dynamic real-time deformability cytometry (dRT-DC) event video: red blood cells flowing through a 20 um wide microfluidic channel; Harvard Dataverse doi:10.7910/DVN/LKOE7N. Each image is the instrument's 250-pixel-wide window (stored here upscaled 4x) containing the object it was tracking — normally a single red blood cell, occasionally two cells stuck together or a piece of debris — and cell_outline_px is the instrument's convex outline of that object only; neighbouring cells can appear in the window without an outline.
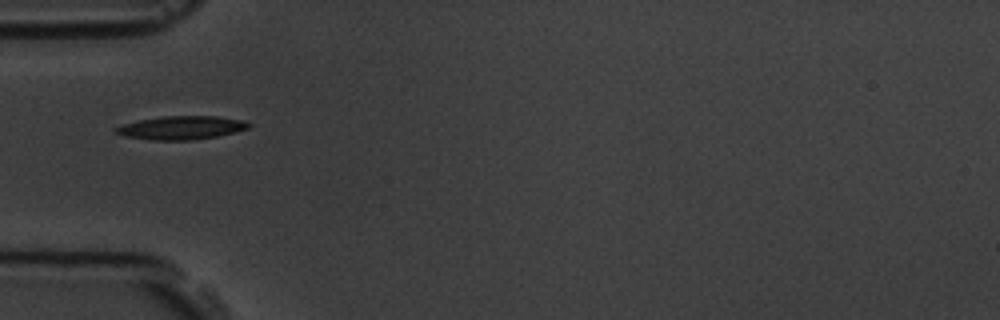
{"species": "common noctule bat (a hibernating species)", "species_latin": "Nyctalus noctula", "temperature_condition": "room temperature", "stored_images_in_passage": 6, "camera_frame_rate_fps": 3000, "um_per_image_px": 0.085, "animal": {"sex": "male", "body_mass_g": 19.5, "forearm_length_mm": 54.6}, "frame": {"image": 1, "passage_image": 1, "time_ms": 0.0, "image_size_px": [1000, 320], "cell_outline_px": [[252, 124], [248, 128], [236, 132], [216, 136], [188, 140], [152, 140], [124, 136], [112, 132], [112, 128], [124, 124], [140, 120], [164, 116], [216, 116], [244, 120]], "centroid_in_image_um": [15.39, 10.85], "position_along_channel_um": 69.6, "area_um2": 18.15}}
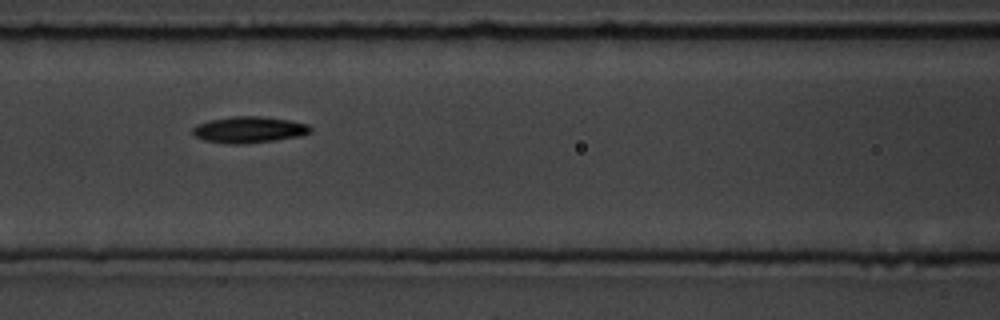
{"frame": {"image": 2, "passage_image": 3, "time_ms": 2.0, "image_size_px": [1000, 320], "cell_outline_px": [[312, 132], [300, 136], [276, 140], [244, 144], [228, 144], [204, 140], [196, 136], [192, 132], [192, 128], [196, 124], [208, 120], [232, 116], [260, 116], [288, 120], [308, 124], [312, 128]], "centroid_in_image_um": [21.16, 11.02], "position_along_channel_um": 145.4, "area_um2": 18.21}}
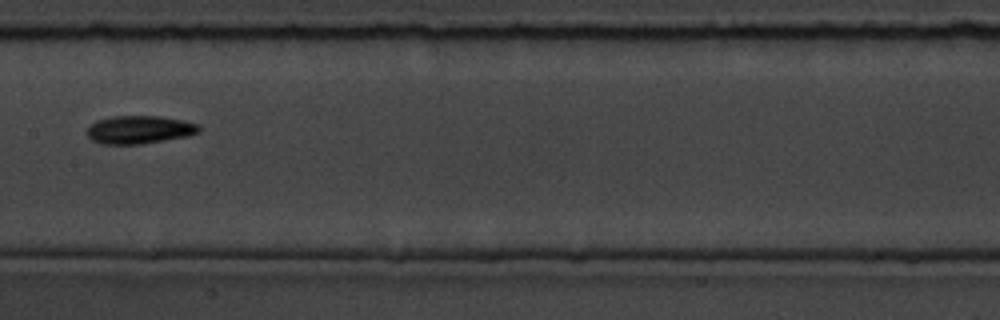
{"frame": {"image": 3, "passage_image": 4, "time_ms": 3.333, "image_size_px": [1000, 320], "cell_outline_px": [[200, 132], [188, 136], [140, 144], [104, 144], [92, 140], [84, 132], [96, 120], [112, 116], [160, 116], [184, 120], [200, 124]], "centroid_in_image_um": [11.86, 11.01], "position_along_channel_um": 195.5, "area_um2": 18.44}}